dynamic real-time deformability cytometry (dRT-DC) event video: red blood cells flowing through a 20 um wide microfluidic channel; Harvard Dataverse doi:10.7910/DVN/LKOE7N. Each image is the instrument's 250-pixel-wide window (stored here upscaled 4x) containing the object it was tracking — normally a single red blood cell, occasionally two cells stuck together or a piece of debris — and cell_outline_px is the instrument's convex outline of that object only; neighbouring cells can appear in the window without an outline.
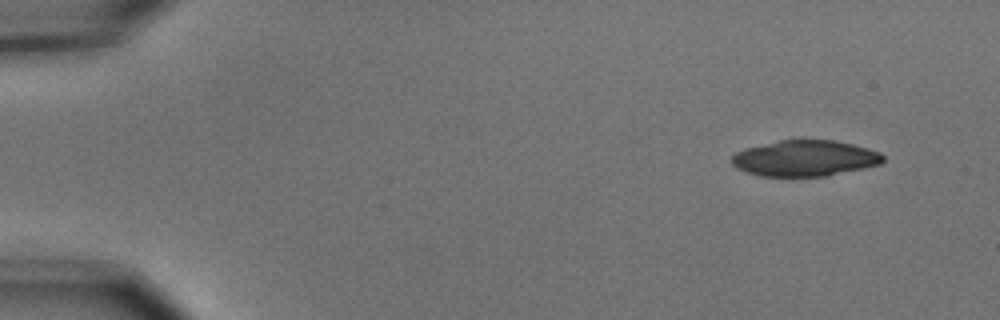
{"species": "common noctule bat (a hibernating species)", "species_latin": "Nyctalus noctula", "temperature_condition": "cold", "stored_images_in_passage": 10, "camera_frame_rate_fps": 3000, "um_per_image_px": 0.085, "animal": {"sex": "male", "body_mass_g": 15.6}, "frame": {"image": 1, "passage_image": 1, "time_ms": 0.0, "image_size_px": [1000, 320], "cell_outline_px": [[884, 160], [880, 164], [828, 176], [760, 176], [736, 168], [728, 160], [736, 152], [744, 148], [780, 140], [836, 140], [868, 148], [880, 152], [884, 156]], "centroid_in_image_um": [68.4, 13.45], "position_along_channel_um": 16.6, "area_um2": 31.79}}
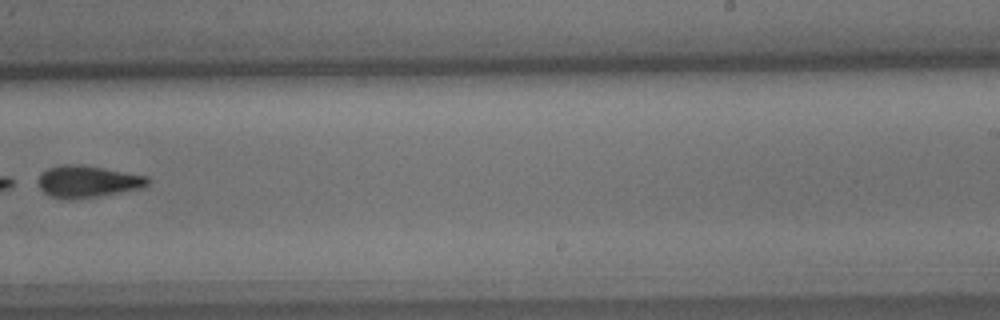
{"frame": {"image": 2, "passage_image": 9, "time_ms": 2.667, "image_size_px": [1000, 320], "cell_outline_px": [[152, 180], [148, 184], [140, 188], [100, 196], [72, 200], [68, 200], [52, 196], [44, 192], [40, 188], [40, 176], [48, 168], [60, 164], [76, 164], [104, 168], [148, 176]], "centroid_in_image_um": [7.48, 15.43], "position_along_channel_um": 281.5, "area_um2": 20.23}}
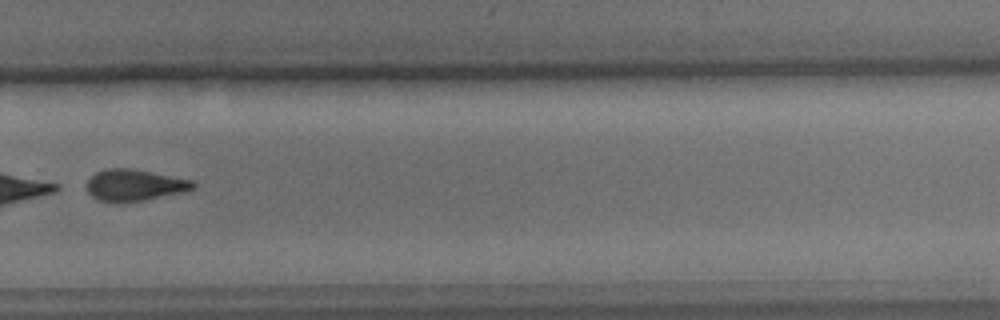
{"frame": {"image": 3, "passage_image": 10, "time_ms": 3.0, "image_size_px": [1000, 320], "cell_outline_px": [[196, 188], [180, 192], [144, 200], [112, 204], [96, 200], [88, 192], [88, 180], [96, 172], [108, 168], [128, 168], [192, 180], [196, 184]], "centroid_in_image_um": [11.39, 15.76], "position_along_channel_um": 318.4, "area_um2": 19.42}}